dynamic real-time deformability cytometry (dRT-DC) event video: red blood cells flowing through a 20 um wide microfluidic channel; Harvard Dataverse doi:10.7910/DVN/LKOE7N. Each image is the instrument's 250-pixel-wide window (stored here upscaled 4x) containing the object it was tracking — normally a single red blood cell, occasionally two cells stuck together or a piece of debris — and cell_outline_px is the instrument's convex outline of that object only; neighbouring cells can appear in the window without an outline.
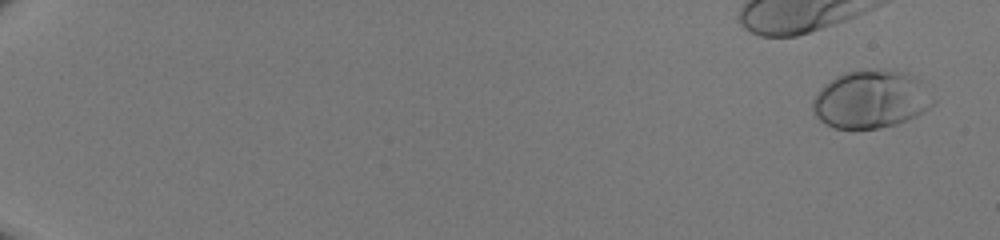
{"species": "human", "species_latin": "Homo sapiens", "temperature_condition": "room temperature", "stored_images_in_passage": 52, "camera_frame_rate_fps": 3000, "um_per_image_px": 0.085, "donor": {"sex": "male"}, "frame": {"image": 1, "passage_image": 3, "time_ms": 0.667, "image_size_px": [1000, 240], "cell_outline_px": [[936, 104], [924, 112], [916, 116], [896, 124], [880, 128], [836, 128], [824, 124], [816, 116], [812, 108], [812, 100], [820, 88], [824, 84], [836, 76], [844, 72], [876, 68], [888, 68], [908, 72], [920, 80], [936, 100]], "centroid_in_image_um": [74.06, 8.41], "position_along_channel_um": 10.9, "area_um2": 41.33}}
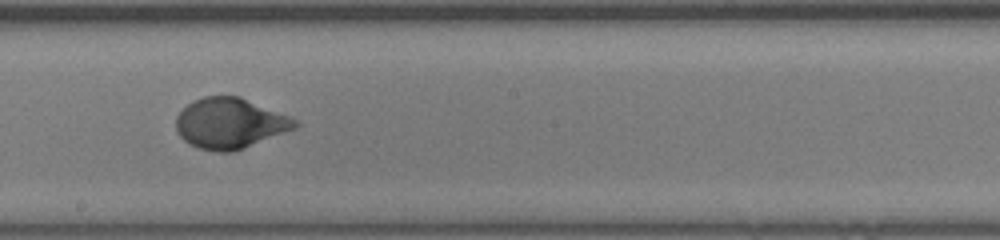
{"frame": {"image": 2, "passage_image": 33, "time_ms": 10.667, "image_size_px": [1000, 240], "cell_outline_px": [[300, 124], [296, 128], [244, 148], [232, 152], [216, 152], [200, 148], [184, 140], [176, 132], [176, 116], [192, 100], [204, 96], [240, 96], [292, 116]], "centroid_in_image_um": [19.57, 10.47], "position_along_channel_um": 228.6, "area_um2": 35.2}}
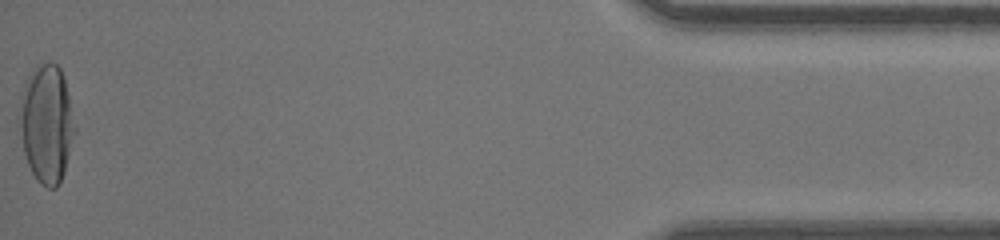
{"frame": {"image": 3, "passage_image": 52, "time_ms": 17.0, "image_size_px": [1000, 240], "cell_outline_px": [[76, 132], [64, 172], [60, 184], [56, 188], [48, 188], [40, 184], [36, 180], [28, 164], [24, 152], [16, 120], [20, 96], [24, 84], [32, 68], [36, 64], [56, 64], [60, 68], [64, 80], [76, 128]], "centroid_in_image_um": [3.92, 10.54], "position_along_channel_um": 431.3, "area_um2": 38.61}}